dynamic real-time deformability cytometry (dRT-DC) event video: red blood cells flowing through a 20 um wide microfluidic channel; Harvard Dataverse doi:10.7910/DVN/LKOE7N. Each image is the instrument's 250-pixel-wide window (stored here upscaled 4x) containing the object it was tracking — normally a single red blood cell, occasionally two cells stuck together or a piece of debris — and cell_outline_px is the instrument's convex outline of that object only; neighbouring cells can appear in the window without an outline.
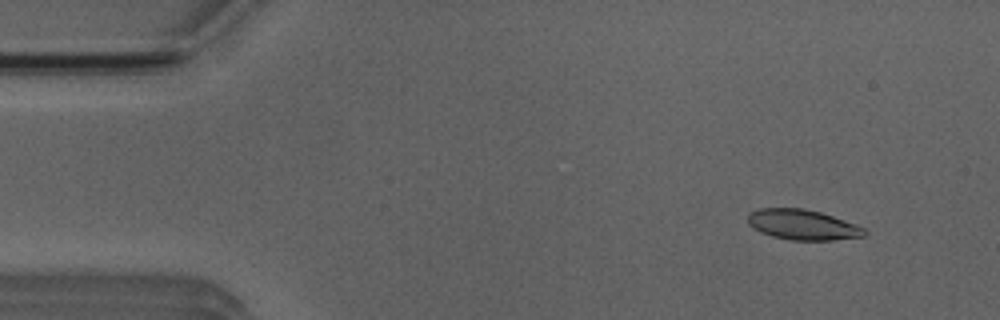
{"species": "Egyptian fruit bat (a non-hibernating species)", "species_latin": "Rousettus aegyptiacus", "temperature_condition": "room temperature", "stored_images_in_passage": 5, "camera_frame_rate_fps": 3000, "um_per_image_px": 0.085, "animal": {"sex": "male"}, "frame": {"image": 1, "passage_image": 2, "time_ms": 1.333, "image_size_px": [1000, 320], "cell_outline_px": [[868, 232], [864, 236], [832, 240], [792, 240], [772, 236], [760, 232], [752, 228], [748, 224], [748, 212], [760, 208], [804, 208], [820, 212], [856, 224], [864, 228]], "centroid_in_image_um": [68.2, 19.1], "position_along_channel_um": 16.8, "area_um2": 20.63}}
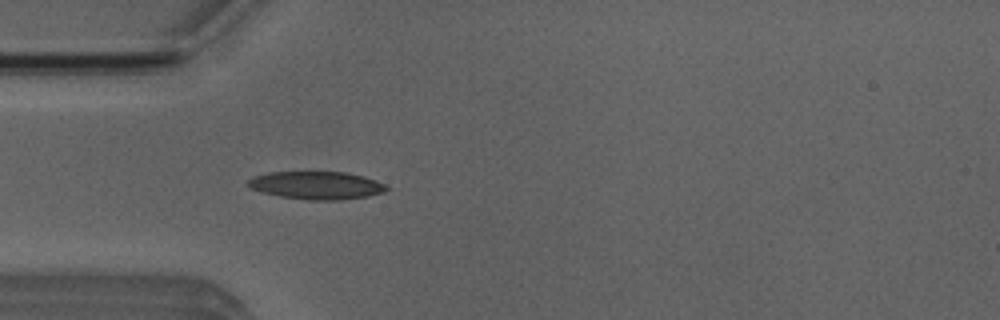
{"frame": {"image": 2, "passage_image": 5, "time_ms": 4.667, "image_size_px": [1000, 320], "cell_outline_px": [[388, 188], [384, 192], [368, 196], [340, 200], [308, 200], [280, 196], [260, 192], [244, 184], [252, 176], [268, 172], [348, 172], [364, 176], [376, 180], [384, 184]], "centroid_in_image_um": [26.87, 15.75], "position_along_channel_um": 58.1, "area_um2": 22.66}}